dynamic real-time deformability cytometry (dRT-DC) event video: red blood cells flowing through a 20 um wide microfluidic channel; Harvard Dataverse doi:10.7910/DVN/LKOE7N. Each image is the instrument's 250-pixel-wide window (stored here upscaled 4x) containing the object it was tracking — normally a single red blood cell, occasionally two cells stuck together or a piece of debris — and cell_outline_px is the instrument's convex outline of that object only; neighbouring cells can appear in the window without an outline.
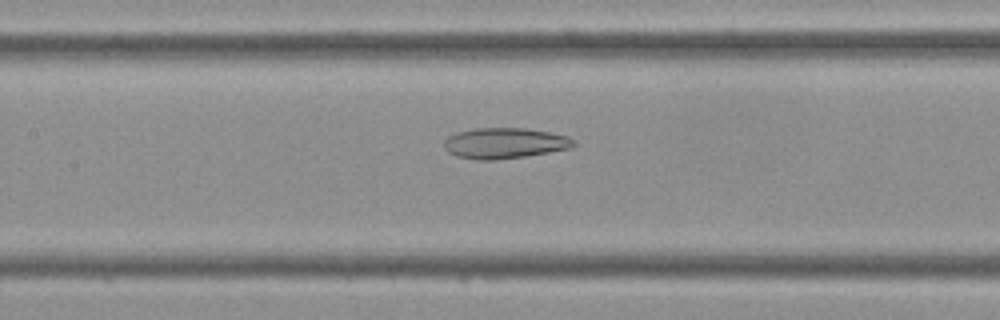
{"species": "Egyptian fruit bat (a non-hibernating species)", "species_latin": "Rousettus aegyptiacus", "temperature_condition": "cold", "stored_images_in_passage": 36, "camera_frame_rate_fps": 3000, "um_per_image_px": 0.085, "frame": {"image": 1, "passage_image": 15, "time_ms": 4.667, "image_size_px": [1000, 320], "cell_outline_px": [[576, 144], [572, 148], [524, 156], [492, 160], [480, 160], [456, 156], [448, 152], [444, 148], [444, 140], [448, 136], [456, 132], [476, 128], [528, 128], [568, 136], [576, 140]], "centroid_in_image_um": [42.89, 12.16], "position_along_channel_um": 164.5, "area_um2": 23.24}}
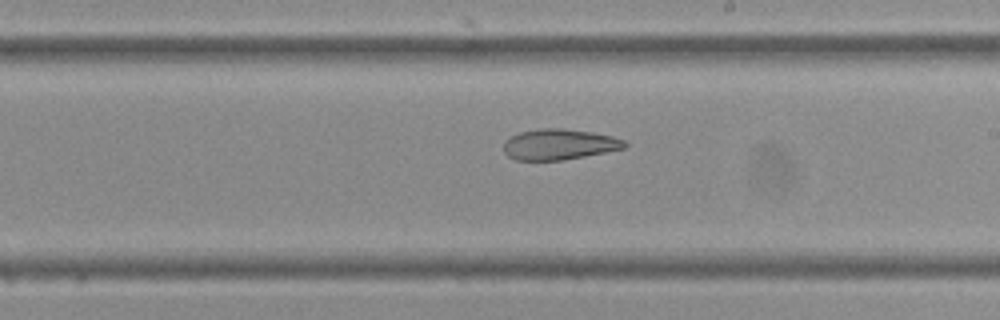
{"frame": {"image": 2, "passage_image": 20, "time_ms": 6.333, "image_size_px": [1000, 320], "cell_outline_px": [[628, 144], [624, 148], [564, 160], [516, 160], [508, 156], [504, 152], [504, 140], [520, 132], [544, 128], [564, 128], [592, 132], [612, 136], [624, 140]], "centroid_in_image_um": [47.52, 12.27], "position_along_channel_um": 241.5, "area_um2": 21.56}}
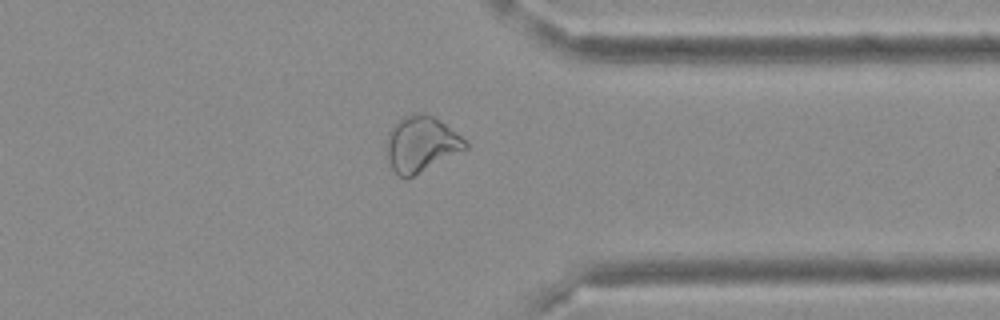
{"frame": {"image": 3, "passage_image": 29, "time_ms": 9.333, "image_size_px": [1000, 320], "cell_outline_px": [[468, 148], [412, 176], [400, 176], [392, 168], [388, 160], [388, 132], [404, 116], [420, 112], [424, 112], [432, 116], [444, 124], [460, 136], [468, 144]], "centroid_in_image_um": [35.8, 12.23], "position_along_channel_um": 375.6, "area_um2": 24.62}}